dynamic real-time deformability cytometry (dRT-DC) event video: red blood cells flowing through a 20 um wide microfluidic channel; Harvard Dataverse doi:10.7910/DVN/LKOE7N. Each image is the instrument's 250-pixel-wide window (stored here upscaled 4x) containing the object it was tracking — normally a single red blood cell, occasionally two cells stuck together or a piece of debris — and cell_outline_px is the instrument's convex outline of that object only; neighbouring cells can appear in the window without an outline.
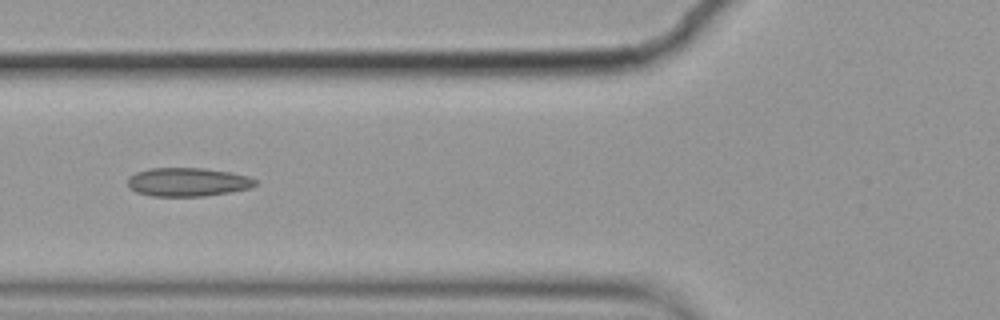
{"species": "common noctule bat (a hibernating species)", "species_latin": "Nyctalus noctula", "temperature_condition": "cold", "stored_images_in_passage": 7, "camera_frame_rate_fps": 3000, "um_per_image_px": 0.085, "animal": {"sex": "female", "body_mass_g": 19.9}, "frame": {"image": 1, "passage_image": 6, "time_ms": 1.667, "image_size_px": [1000, 320], "cell_outline_px": [[256, 184], [248, 188], [228, 192], [204, 196], [152, 196], [136, 192], [128, 188], [128, 176], [136, 172], [148, 168], [204, 168], [232, 172], [248, 176], [256, 180]], "centroid_in_image_um": [15.91, 15.46], "position_along_channel_um": 109.9, "area_um2": 21.33}}
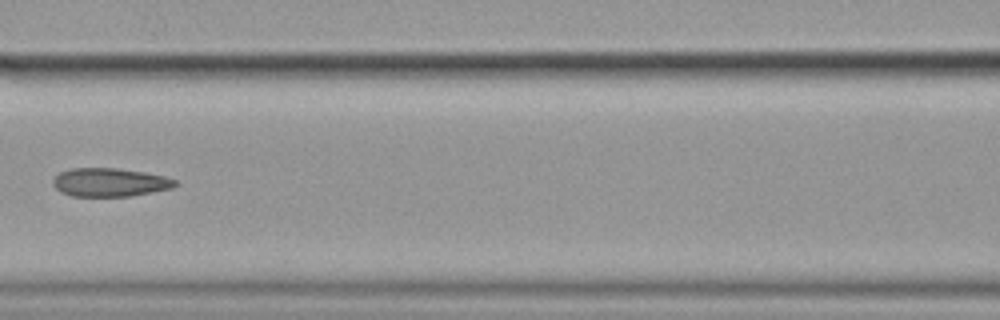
{"frame": {"image": 2, "passage_image": 7, "time_ms": 2.0, "image_size_px": [1000, 320], "cell_outline_px": [[176, 184], [172, 188], [132, 196], [72, 196], [60, 192], [52, 184], [52, 180], [60, 172], [72, 168], [116, 168], [144, 172], [164, 176], [176, 180]], "centroid_in_image_um": [9.31, 15.5], "position_along_channel_um": 157.3, "area_um2": 20.23}}